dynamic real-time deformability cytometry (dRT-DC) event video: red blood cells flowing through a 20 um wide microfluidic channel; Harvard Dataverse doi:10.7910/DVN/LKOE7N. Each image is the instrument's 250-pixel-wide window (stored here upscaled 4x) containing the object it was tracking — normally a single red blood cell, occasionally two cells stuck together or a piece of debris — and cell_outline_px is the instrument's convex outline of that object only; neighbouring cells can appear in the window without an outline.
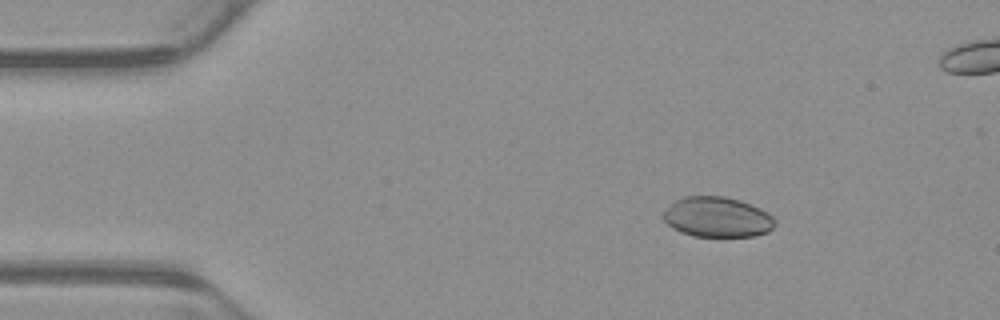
{"species": "common noctule bat (a hibernating species)", "species_latin": "Nyctalus noctula", "temperature_condition": "warm", "stored_images_in_passage": 4, "camera_frame_rate_fps": 3000, "um_per_image_px": 0.085, "animal": {"sex": "male", "body_mass_g": 23.1, "forearm_length_mm": 52.7}, "frame": {"image": 1, "passage_image": 1, "time_ms": 0.0, "image_size_px": [1000, 320], "cell_outline_px": [[776, 224], [768, 232], [756, 236], [692, 236], [680, 232], [672, 228], [660, 216], [676, 200], [684, 196], [724, 196], [740, 200], [760, 208], [768, 212], [776, 220]], "centroid_in_image_um": [60.98, 18.46], "position_along_channel_um": 24.0, "area_um2": 26.3}}